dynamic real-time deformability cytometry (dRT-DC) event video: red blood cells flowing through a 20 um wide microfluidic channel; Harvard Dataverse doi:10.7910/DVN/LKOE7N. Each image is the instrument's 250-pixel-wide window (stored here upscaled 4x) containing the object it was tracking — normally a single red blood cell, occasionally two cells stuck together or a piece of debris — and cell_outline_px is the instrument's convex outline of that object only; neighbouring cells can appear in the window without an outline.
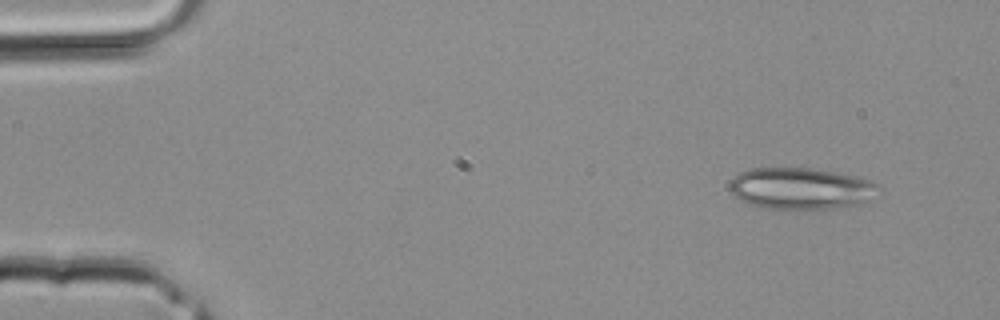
{"species": "common noctule bat (a hibernating species)", "species_latin": "Nyctalus noctula", "temperature_condition": "room temperature", "stored_images_in_passage": 3, "camera_frame_rate_fps": 3000, "um_per_image_px": 0.085, "animal": {"sex": "male", "body_mass_g": 20.4}, "frame": {"image": 1, "passage_image": 1, "time_ms": 0.0, "image_size_px": [1000, 320], "cell_outline_px": [[880, 184], [868, 200], [856, 204], [832, 208], [764, 208], [748, 204], [740, 200], [732, 192], [728, 184], [740, 172], [748, 168], [812, 168], [856, 176], [872, 180]], "centroid_in_image_um": [68.03, 16.0], "position_along_channel_um": 17.0, "area_um2": 35.6}}